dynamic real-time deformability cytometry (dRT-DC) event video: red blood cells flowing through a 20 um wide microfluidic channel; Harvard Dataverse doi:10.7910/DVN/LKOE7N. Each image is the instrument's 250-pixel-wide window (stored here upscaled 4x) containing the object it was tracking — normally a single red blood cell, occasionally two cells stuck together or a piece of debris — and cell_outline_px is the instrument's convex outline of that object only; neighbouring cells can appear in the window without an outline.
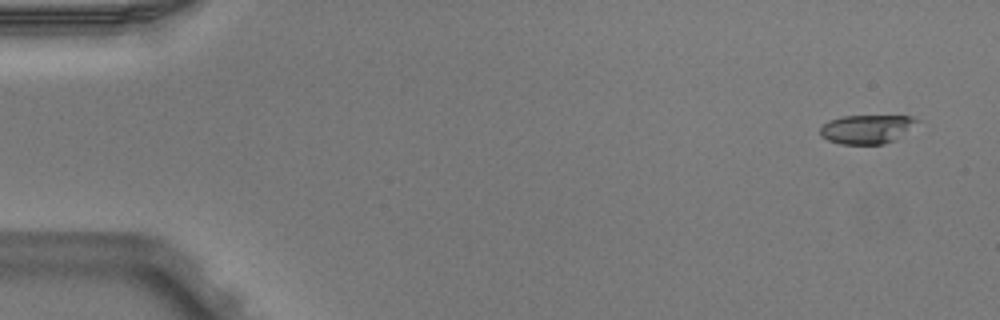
{"species": "Egyptian fruit bat (a non-hibernating species)", "species_latin": "Rousettus aegyptiacus", "temperature_condition": "warm", "stored_images_in_passage": 4, "camera_frame_rate_fps": 3000, "um_per_image_px": 0.085, "animal": {"sex": "male"}, "frame": {"image": 1, "passage_image": 1, "time_ms": 0.0, "image_size_px": [1000, 320], "cell_outline_px": [[920, 120], [896, 140], [884, 144], [840, 144], [828, 140], [820, 136], [820, 128], [828, 120], [844, 116], [912, 116]], "centroid_in_image_um": [73.66, 10.98], "position_along_channel_um": 11.3, "area_um2": 16.3}}